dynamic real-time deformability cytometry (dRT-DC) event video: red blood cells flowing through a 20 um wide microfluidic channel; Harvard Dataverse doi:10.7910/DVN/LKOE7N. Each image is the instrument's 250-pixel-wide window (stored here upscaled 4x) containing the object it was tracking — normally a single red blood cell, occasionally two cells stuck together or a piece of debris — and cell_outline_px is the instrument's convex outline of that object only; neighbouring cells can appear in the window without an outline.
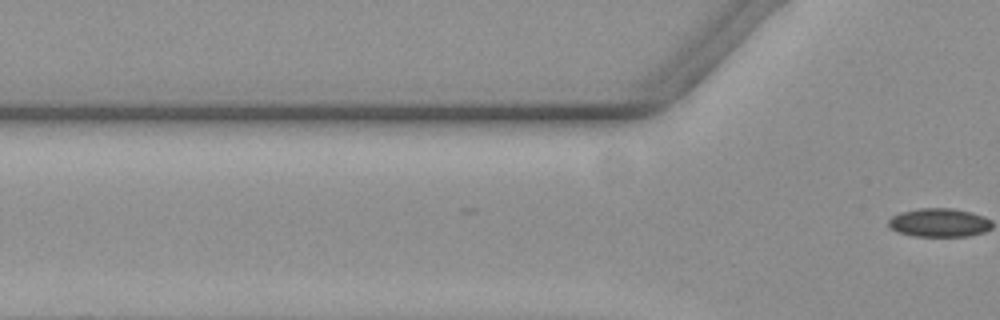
{"species": "common noctule bat (a hibernating species)", "species_latin": "Nyctalus noctula", "temperature_condition": "warm", "stored_images_in_passage": 5, "segment_of_instrument_passage": [1, 2], "camera_frame_rate_fps": 3000, "um_per_image_px": 0.085, "animal": {"sex": "female", "body_mass_g": 19.3, "forearm_length_mm": 54.1}, "frame": {"image": 1, "passage_image": 4, "time_ms": 1.0, "image_size_px": [1000, 320], "cell_outline_px": [[608, 260], [600, 264], [500, 264], [404, 260], [396, 244], [404, 240], [512, 240], [580, 244], [596, 248], [608, 256]], "centroid_in_image_um": [42.52, 21.43], "position_along_channel_um": 83.3, "area_um2": 31.73}}